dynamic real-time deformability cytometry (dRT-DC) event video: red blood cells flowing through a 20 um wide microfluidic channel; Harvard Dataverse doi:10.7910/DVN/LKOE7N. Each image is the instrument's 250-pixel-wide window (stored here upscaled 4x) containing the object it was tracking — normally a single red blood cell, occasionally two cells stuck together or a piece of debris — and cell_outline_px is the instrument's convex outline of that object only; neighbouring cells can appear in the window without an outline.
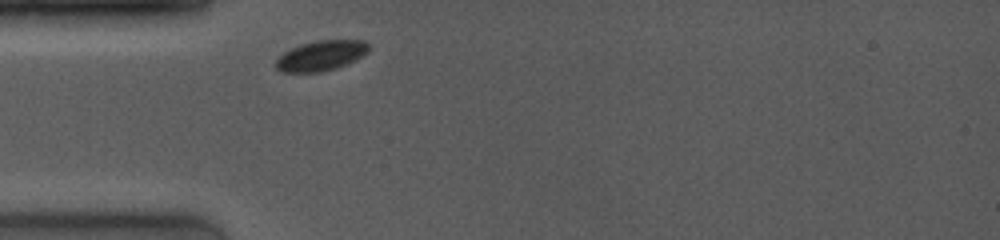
{"species": "common noctule bat (a hibernating species)", "species_latin": "Nyctalus noctula", "temperature_condition": "room temperature", "stored_images_in_passage": 23, "camera_frame_rate_fps": 4000, "um_per_image_px": 0.085, "animal": {"sex": "female", "body_mass_g": 19.0, "forearm_length_mm": 53.3}, "frame": {"image": 1, "passage_image": 1, "time_ms": 0.0, "image_size_px": [1000, 240], "cell_outline_px": [[368, 52], [336, 68], [320, 72], [284, 72], [276, 68], [276, 60], [284, 52], [300, 44], [316, 40], [364, 40], [368, 44]], "centroid_in_image_um": [27.26, 4.72], "position_along_channel_um": 57.7, "area_um2": 16.01}}
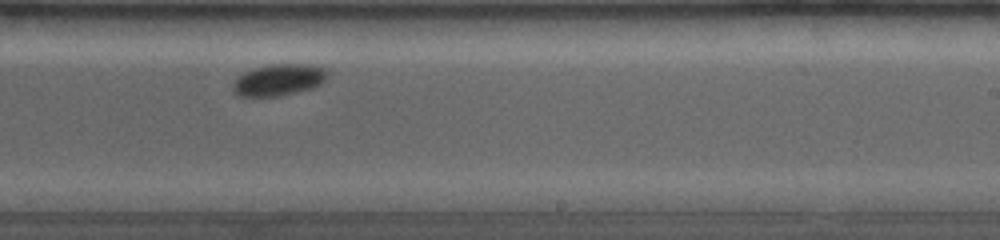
{"frame": {"image": 2, "passage_image": 14, "time_ms": 5.5, "image_size_px": [1000, 240], "cell_outline_px": [[328, 76], [320, 84], [312, 88], [276, 96], [236, 96], [232, 92], [232, 84], [244, 72], [252, 68], [268, 64], [312, 64], [324, 68], [328, 72]], "centroid_in_image_um": [23.67, 6.77], "position_along_channel_um": 265.3, "area_um2": 17.46}}
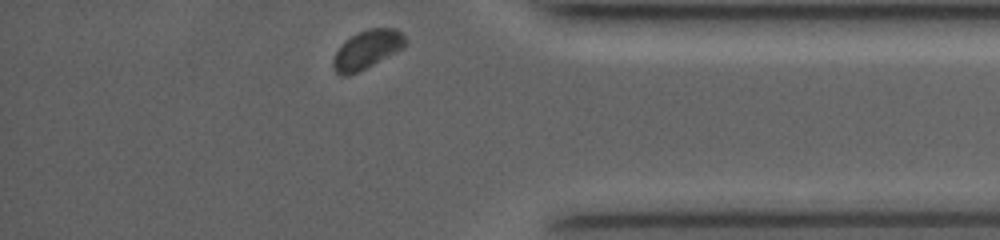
{"frame": {"image": 3, "passage_image": 23, "time_ms": 9.25, "image_size_px": [1000, 240], "cell_outline_px": [[404, 48], [348, 76], [340, 76], [332, 68], [332, 60], [336, 52], [352, 36], [368, 28], [396, 28], [404, 36]], "centroid_in_image_um": [31.18, 4.22], "position_along_channel_um": 404.0, "area_um2": 15.72}, "authors_computed_cell_mechanics": {"area_um2": 17.1088, "velocity_mm_per_s": 3.8561, "shape_relaxation_time_tau1_ms": 2.1914, "shape_relaxation_time_tau2_ms": null, "deformation_change_tau1": 0.043, "deformation_change_tau2": null}}